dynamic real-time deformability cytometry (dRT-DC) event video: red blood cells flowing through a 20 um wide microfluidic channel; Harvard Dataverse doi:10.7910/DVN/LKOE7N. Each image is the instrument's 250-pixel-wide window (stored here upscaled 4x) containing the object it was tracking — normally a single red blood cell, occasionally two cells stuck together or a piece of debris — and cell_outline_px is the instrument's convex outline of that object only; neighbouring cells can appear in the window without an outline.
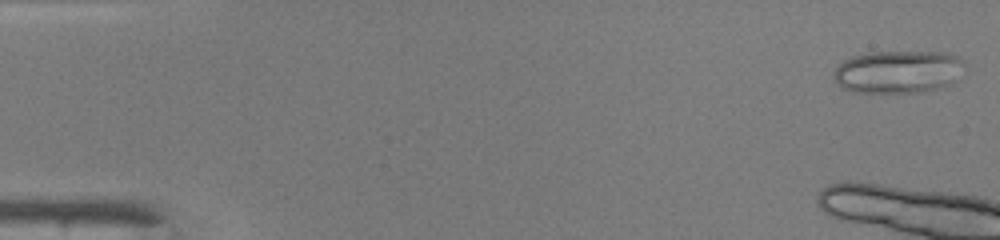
{"species": "common noctule bat (a hibernating species)", "species_latin": "Nyctalus noctula", "temperature_condition": "warm", "stored_images_in_passage": 6, "camera_frame_rate_fps": 3000, "um_per_image_px": 0.085, "animal": {"sex": "male", "body_mass_g": 19.0, "forearm_length_mm": 50.8}, "frame": {"image": 1, "passage_image": 1, "time_ms": 0.0, "image_size_px": [1000, 240], "cell_outline_px": [[964, 64], [952, 80], [948, 84], [936, 88], [916, 92], [852, 92], [840, 88], [832, 76], [832, 72], [844, 60], [852, 56], [868, 52], [944, 52], [956, 56], [964, 60]], "centroid_in_image_um": [76.23, 6.09], "position_along_channel_um": 8.8, "area_um2": 32.25}}